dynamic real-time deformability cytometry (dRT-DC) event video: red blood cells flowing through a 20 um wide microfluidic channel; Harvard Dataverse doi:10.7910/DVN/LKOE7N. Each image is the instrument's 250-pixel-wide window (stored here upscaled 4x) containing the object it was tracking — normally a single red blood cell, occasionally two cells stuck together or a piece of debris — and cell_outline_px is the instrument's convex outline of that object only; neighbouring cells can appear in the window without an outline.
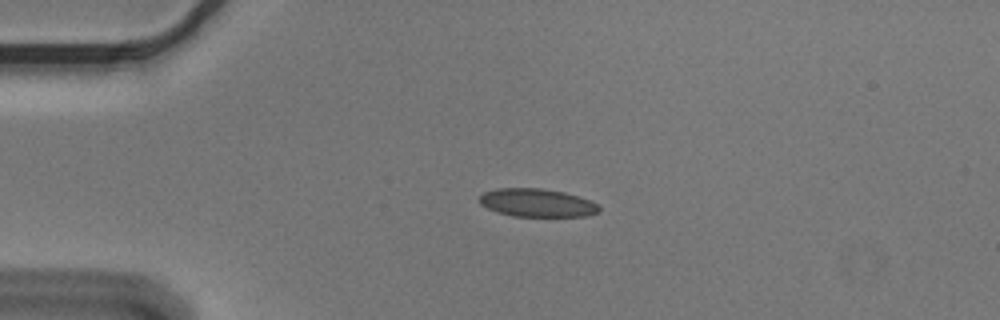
{"species": "Egyptian fruit bat (a non-hibernating species)", "species_latin": "Rousettus aegyptiacus", "temperature_condition": "cold", "stored_images_in_passage": 4, "camera_frame_rate_fps": 3000, "um_per_image_px": 0.085, "animal": {"sex": "male"}, "frame": {"image": 1, "passage_image": 3, "time_ms": 0.667, "image_size_px": [1000, 320], "cell_outline_px": [[600, 212], [588, 216], [512, 216], [496, 212], [480, 204], [480, 196], [484, 192], [496, 188], [540, 188], [564, 192], [588, 200], [596, 204], [600, 208]], "centroid_in_image_um": [45.63, 17.24], "position_along_channel_um": 39.4, "area_um2": 19.54}}